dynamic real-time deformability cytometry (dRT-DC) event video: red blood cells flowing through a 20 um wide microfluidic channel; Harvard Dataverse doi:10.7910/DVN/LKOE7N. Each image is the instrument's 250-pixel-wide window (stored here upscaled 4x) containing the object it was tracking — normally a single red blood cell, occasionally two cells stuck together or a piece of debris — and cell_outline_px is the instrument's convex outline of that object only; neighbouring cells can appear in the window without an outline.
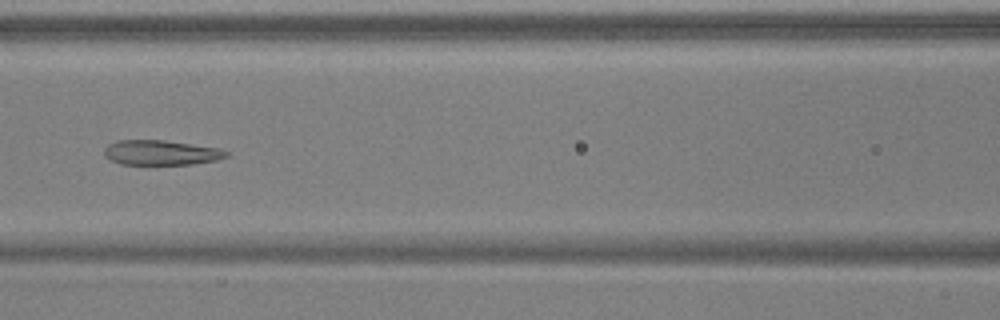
{"species": "common noctule bat (a hibernating species)", "species_latin": "Nyctalus noctula", "temperature_condition": "warm", "stored_images_in_passage": 7, "camera_frame_rate_fps": 3000, "um_per_image_px": 0.085, "animal": {"sex": "male", "body_mass_g": 17.9, "forearm_length_mm": 54.2}, "frame": {"image": 1, "passage_image": 7, "time_ms": 2.0, "image_size_px": [1000, 320], "cell_outline_px": [[228, 156], [216, 160], [192, 164], [120, 164], [104, 156], [104, 148], [108, 144], [116, 140], [164, 140], [220, 148], [228, 152]], "centroid_in_image_um": [13.67, 12.96], "position_along_channel_um": 152.9, "area_um2": 17.69}}